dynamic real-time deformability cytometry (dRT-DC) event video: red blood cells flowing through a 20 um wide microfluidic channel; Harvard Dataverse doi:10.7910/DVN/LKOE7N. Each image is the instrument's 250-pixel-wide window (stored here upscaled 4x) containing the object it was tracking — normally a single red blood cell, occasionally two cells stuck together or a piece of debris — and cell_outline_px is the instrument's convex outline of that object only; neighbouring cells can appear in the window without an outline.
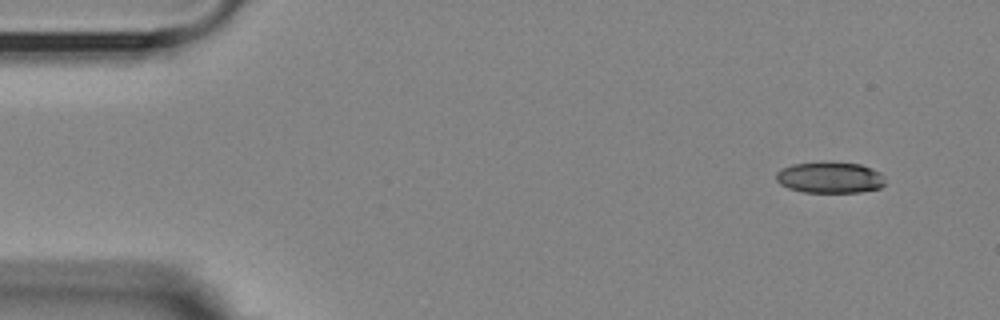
{"species": "Egyptian fruit bat (a non-hibernating species)", "species_latin": "Rousettus aegyptiacus", "temperature_condition": "room temperature", "stored_images_in_passage": 53, "camera_frame_rate_fps": 3000, "um_per_image_px": 0.085, "animal": {"sex": "female"}, "frame": {"image": 1, "passage_image": 1, "time_ms": 0.0, "image_size_px": [1000, 320], "cell_outline_px": [[884, 184], [880, 188], [860, 192], [804, 192], [788, 188], [780, 184], [776, 180], [776, 172], [792, 164], [860, 164], [880, 172], [884, 176]], "centroid_in_image_um": [70.55, 15.13], "position_along_channel_um": 14.4, "area_um2": 19.19}}
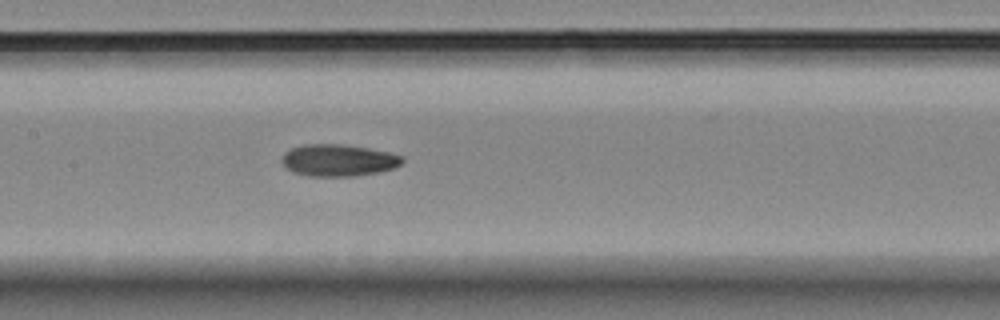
{"frame": {"image": 2, "passage_image": 23, "time_ms": 7.333, "image_size_px": [1000, 320], "cell_outline_px": [[404, 160], [396, 168], [380, 172], [356, 176], [308, 176], [292, 172], [280, 160], [284, 152], [292, 148], [304, 144], [344, 144], [368, 148], [388, 152], [404, 156]], "centroid_in_image_um": [28.78, 13.62], "position_along_channel_um": 178.6, "area_um2": 22.6}}
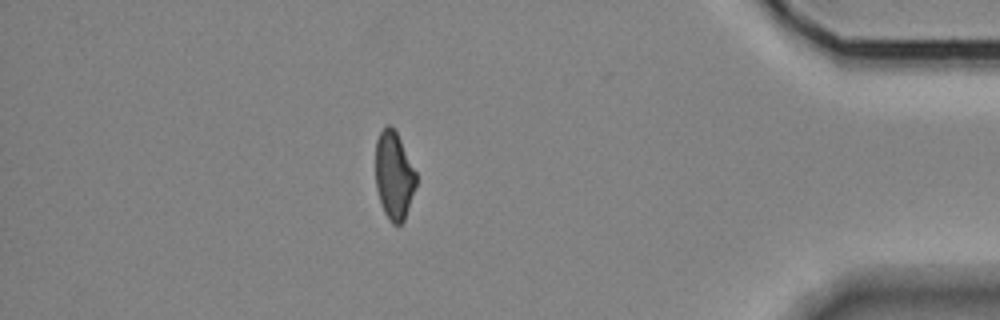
{"frame": {"image": 3, "passage_image": 45, "time_ms": 14.667, "image_size_px": [1000, 320], "cell_outline_px": [[416, 184], [404, 220], [400, 224], [392, 224], [388, 220], [380, 204], [376, 188], [376, 140], [380, 132], [388, 124], [396, 132], [416, 172]], "centroid_in_image_um": [33.47, 14.95], "position_along_channel_um": 401.7, "area_um2": 20.52}, "authors_computed_cell_mechanics": {"area_um2": 21.8484, "velocity_mm_per_s": 3.6025, "shape_relaxation_time_tau1_ms": 5.126, "shape_relaxation_time_tau2_ms": 6.0878, "deformation_change_tau1": 0.1452, "deformation_change_tau2": 0.1208}}